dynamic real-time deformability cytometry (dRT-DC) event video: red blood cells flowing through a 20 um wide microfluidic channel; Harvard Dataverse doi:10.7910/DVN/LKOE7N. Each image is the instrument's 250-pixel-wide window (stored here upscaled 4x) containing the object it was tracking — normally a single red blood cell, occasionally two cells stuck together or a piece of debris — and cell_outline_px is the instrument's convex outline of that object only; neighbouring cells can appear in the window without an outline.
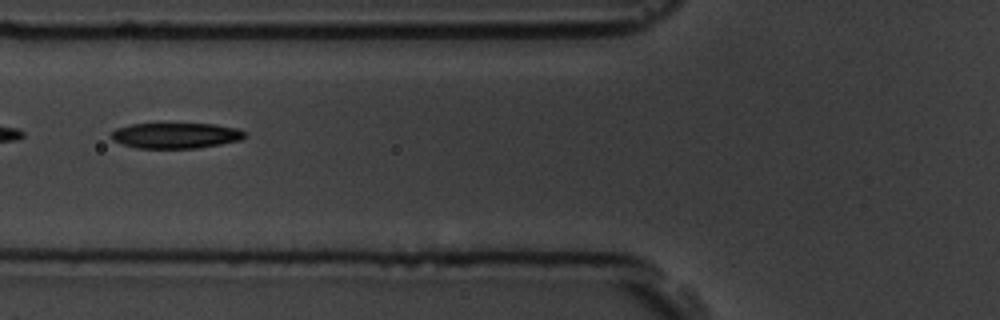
{"species": "common noctule bat (a hibernating species)", "species_latin": "Nyctalus noctula", "temperature_condition": "room temperature", "stored_images_in_passage": 6, "camera_frame_rate_fps": 3000, "um_per_image_px": 0.085, "animal": {"sex": "male", "body_mass_g": 19.5, "forearm_length_mm": 54.6}, "frame": {"image": 1, "passage_image": 6, "time_ms": 6.333, "image_size_px": [1000, 320], "cell_outline_px": [[248, 136], [240, 140], [220, 144], [196, 148], [136, 148], [112, 140], [112, 132], [116, 128], [132, 124], [216, 124], [236, 128], [244, 132]], "centroid_in_image_um": [14.96, 11.52], "position_along_channel_um": 110.8, "area_um2": 19.77}}